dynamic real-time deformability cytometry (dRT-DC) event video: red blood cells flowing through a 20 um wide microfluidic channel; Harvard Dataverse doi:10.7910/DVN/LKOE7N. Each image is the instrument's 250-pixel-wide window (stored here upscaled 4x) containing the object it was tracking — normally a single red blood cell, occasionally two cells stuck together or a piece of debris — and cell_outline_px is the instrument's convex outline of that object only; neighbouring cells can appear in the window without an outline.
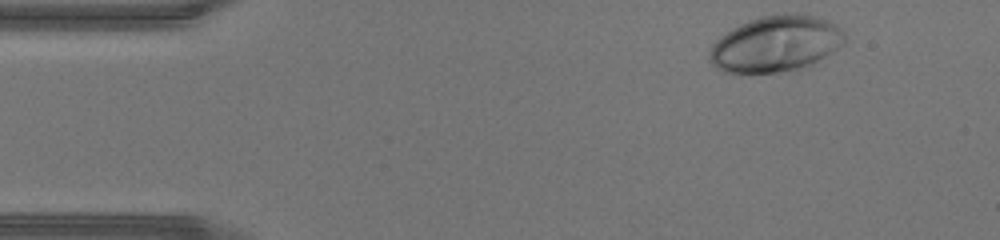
{"species": "human", "species_latin": "Homo sapiens", "temperature_condition": "warm", "stored_images_in_passage": 40, "camera_frame_rate_fps": 3000, "um_per_image_px": 0.085, "donor": {"sex": "male"}, "frame": {"image": 1, "passage_image": 1, "time_ms": 0.0, "image_size_px": [1000, 240], "cell_outline_px": [[844, 44], [832, 52], [796, 72], [724, 72], [716, 68], [708, 60], [708, 56], [712, 44], [720, 36], [732, 28], [748, 20], [764, 16], [792, 12], [800, 12], [816, 16], [828, 20], [844, 28]], "centroid_in_image_um": [65.96, 3.71], "position_along_channel_um": 19.0, "area_um2": 44.62}}
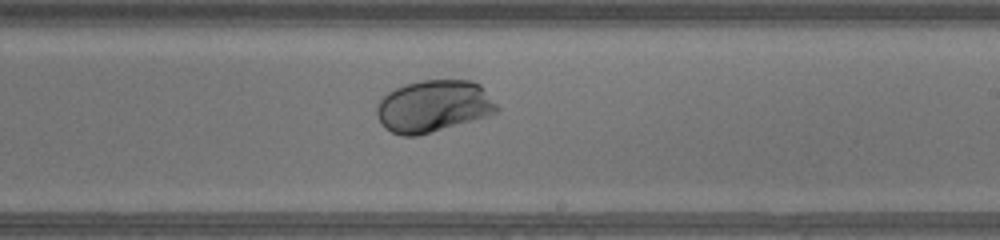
{"frame": {"image": 2, "passage_image": 22, "time_ms": 7.0, "image_size_px": [1000, 240], "cell_outline_px": [[500, 108], [496, 112], [488, 116], [416, 136], [400, 136], [384, 128], [380, 124], [376, 116], [376, 108], [380, 100], [388, 92], [404, 84], [420, 80], [472, 80], [480, 84]], "centroid_in_image_um": [36.82, 9.02], "position_along_channel_um": 252.2, "area_um2": 36.53}}
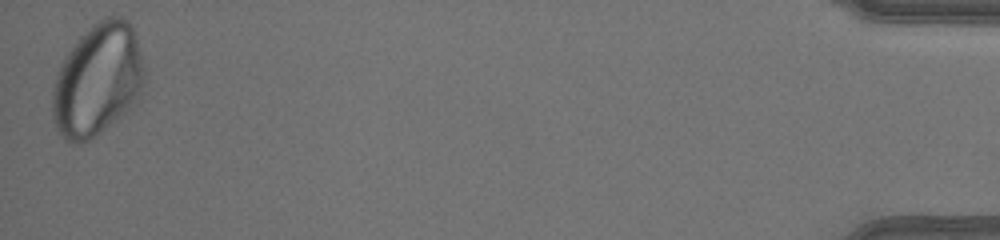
{"frame": {"image": 3, "passage_image": 40, "time_ms": 13.0, "image_size_px": [1000, 240], "cell_outline_px": [[144, 92], [140, 100], [116, 120], [84, 144], [72, 144], [64, 140], [56, 128], [52, 116], [52, 92], [56, 76], [60, 64], [76, 40], [88, 28], [104, 16], [120, 16], [128, 20], [132, 24], [140, 52], [144, 68]], "centroid_in_image_um": [8.3, 6.81], "position_along_channel_um": 426.9, "area_um2": 60.92}}